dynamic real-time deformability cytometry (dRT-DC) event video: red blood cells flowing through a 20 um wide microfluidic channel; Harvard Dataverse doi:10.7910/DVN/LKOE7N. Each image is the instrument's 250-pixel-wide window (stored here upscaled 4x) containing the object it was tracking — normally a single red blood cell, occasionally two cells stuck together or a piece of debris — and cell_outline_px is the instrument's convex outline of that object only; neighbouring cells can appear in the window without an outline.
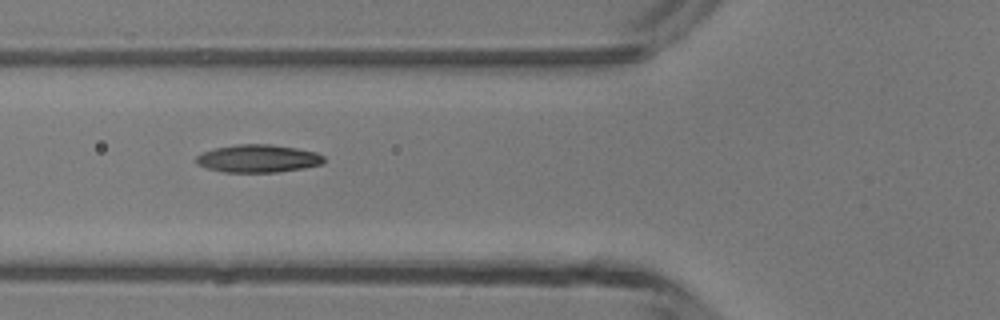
{"species": "common noctule bat (a hibernating species)", "species_latin": "Nyctalus noctula", "temperature_condition": "room temperature", "stored_images_in_passage": 4, "camera_frame_rate_fps": 3000, "um_per_image_px": 0.085, "animal": {"sex": "male", "body_mass_g": 13.3}, "frame": {"image": 1, "passage_image": 4, "time_ms": 3.667, "image_size_px": [1000, 320], "cell_outline_px": [[324, 160], [320, 164], [304, 168], [276, 172], [224, 172], [208, 168], [196, 164], [196, 156], [204, 152], [216, 148], [240, 144], [272, 144], [296, 148], [316, 152], [324, 156]], "centroid_in_image_um": [21.94, 13.47], "position_along_channel_um": 103.9, "area_um2": 20.52}}